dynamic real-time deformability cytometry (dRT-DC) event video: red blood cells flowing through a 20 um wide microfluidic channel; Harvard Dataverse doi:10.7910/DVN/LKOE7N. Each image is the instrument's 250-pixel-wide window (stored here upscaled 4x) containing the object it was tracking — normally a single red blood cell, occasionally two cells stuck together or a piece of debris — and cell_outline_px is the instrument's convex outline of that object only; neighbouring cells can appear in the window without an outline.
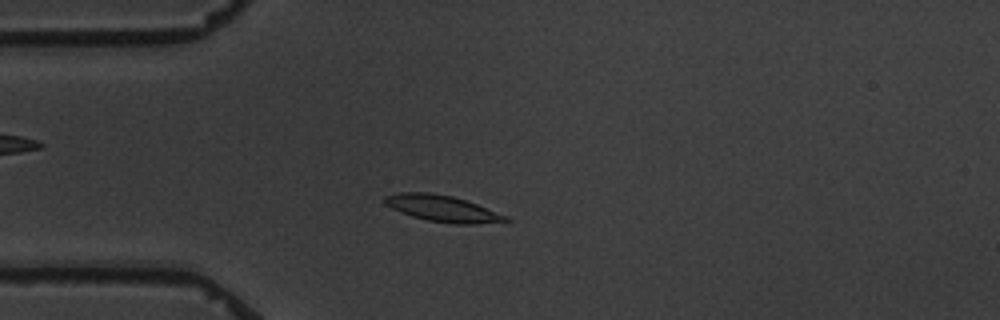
{"species": "common noctule bat (a hibernating species)", "species_latin": "Nyctalus noctula", "temperature_condition": "warm", "stored_images_in_passage": 3, "camera_frame_rate_fps": 3000, "um_per_image_px": 0.085, "animal": {"sex": "male", "body_mass_g": 19.5, "forearm_length_mm": 54.6}, "frame": {"image": 1, "passage_image": 3, "time_ms": 2.333, "image_size_px": [1000, 320], "cell_outline_px": [[512, 220], [476, 224], [456, 224], [428, 220], [412, 216], [400, 212], [384, 204], [384, 196], [400, 192], [428, 192], [452, 196], [476, 204], [508, 216]], "centroid_in_image_um": [37.58, 17.72], "position_along_channel_um": 47.4, "area_um2": 18.38}}